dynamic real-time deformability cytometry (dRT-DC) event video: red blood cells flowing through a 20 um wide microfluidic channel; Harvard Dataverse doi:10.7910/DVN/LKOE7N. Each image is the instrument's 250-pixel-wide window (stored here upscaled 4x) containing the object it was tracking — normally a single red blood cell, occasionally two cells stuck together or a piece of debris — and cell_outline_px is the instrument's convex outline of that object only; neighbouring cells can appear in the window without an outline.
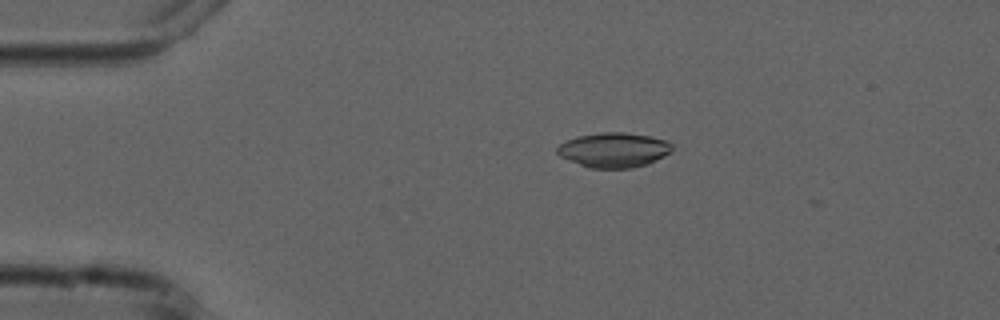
{"species": "common noctule bat (a hibernating species)", "species_latin": "Nyctalus noctula", "temperature_condition": "cold", "stored_images_in_passage": 6, "camera_frame_rate_fps": 3000, "um_per_image_px": 0.085, "animal": {"sex": "male", "forearm_length_mm": 52.5}, "frame": {"image": 1, "passage_image": 4, "time_ms": 3.333, "image_size_px": [1000, 320], "cell_outline_px": [[676, 148], [664, 156], [648, 164], [632, 168], [588, 168], [560, 156], [556, 152], [556, 148], [560, 144], [576, 136], [600, 132], [624, 132], [648, 136], [664, 140], [672, 144]], "centroid_in_image_um": [52.18, 12.75], "position_along_channel_um": 32.8, "area_um2": 23.35}}
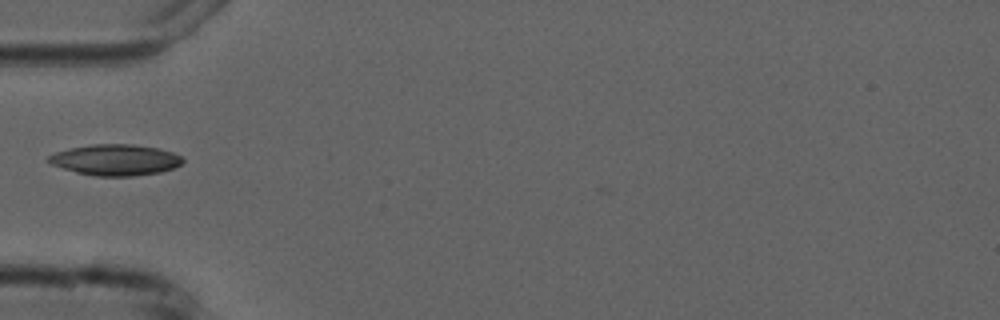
{"frame": {"image": 2, "passage_image": 6, "time_ms": 5.667, "image_size_px": [1000, 320], "cell_outline_px": [[184, 164], [160, 172], [132, 176], [96, 176], [76, 172], [52, 164], [48, 160], [48, 156], [56, 152], [68, 148], [92, 144], [132, 144], [160, 148], [172, 152], [180, 156], [184, 160]], "centroid_in_image_um": [9.84, 13.58], "position_along_channel_um": 75.2, "area_um2": 24.22}}